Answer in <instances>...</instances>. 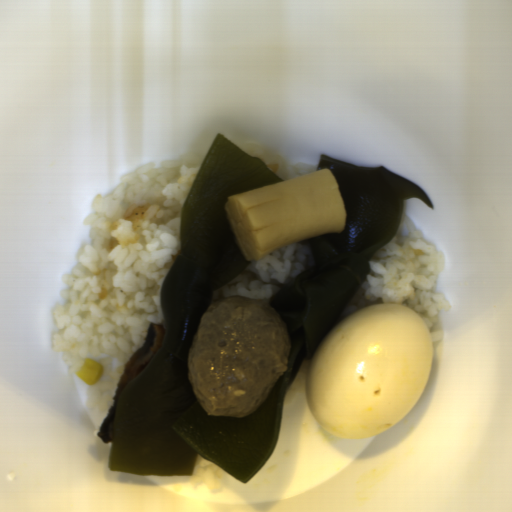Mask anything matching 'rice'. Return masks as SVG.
<instances>
[{
  "mask_svg": "<svg viewBox=\"0 0 512 512\" xmlns=\"http://www.w3.org/2000/svg\"><path fill=\"white\" fill-rule=\"evenodd\" d=\"M206 155L139 166L111 192L97 195L82 222L90 239L60 278L65 289L53 309L57 331L51 346L70 374L85 359L102 365L101 377L84 393V408L108 415L151 324L167 332L162 285L181 254L185 204Z\"/></svg>",
  "mask_w": 512,
  "mask_h": 512,
  "instance_id": "obj_1",
  "label": "rice"
},
{
  "mask_svg": "<svg viewBox=\"0 0 512 512\" xmlns=\"http://www.w3.org/2000/svg\"><path fill=\"white\" fill-rule=\"evenodd\" d=\"M444 268V252L425 239L401 210L395 232L368 260L363 284L334 327L359 310L394 303L408 306L419 314L429 330L431 343L438 341L443 331L434 327L442 313L452 310L445 293L436 291L439 273Z\"/></svg>",
  "mask_w": 512,
  "mask_h": 512,
  "instance_id": "obj_2",
  "label": "rice"
},
{
  "mask_svg": "<svg viewBox=\"0 0 512 512\" xmlns=\"http://www.w3.org/2000/svg\"><path fill=\"white\" fill-rule=\"evenodd\" d=\"M314 263L310 237L275 249L250 261L231 281L216 290L212 304L230 296H244L262 299L271 306L275 296L289 288Z\"/></svg>",
  "mask_w": 512,
  "mask_h": 512,
  "instance_id": "obj_3",
  "label": "rice"
},
{
  "mask_svg": "<svg viewBox=\"0 0 512 512\" xmlns=\"http://www.w3.org/2000/svg\"><path fill=\"white\" fill-rule=\"evenodd\" d=\"M251 156L258 157L273 173L282 178L283 182L309 173L316 172L318 165L309 163H289L284 157L259 146L241 149Z\"/></svg>",
  "mask_w": 512,
  "mask_h": 512,
  "instance_id": "obj_4",
  "label": "rice"
},
{
  "mask_svg": "<svg viewBox=\"0 0 512 512\" xmlns=\"http://www.w3.org/2000/svg\"><path fill=\"white\" fill-rule=\"evenodd\" d=\"M226 470L206 459L196 455L192 475H187L194 484H203L210 492L222 489L221 479Z\"/></svg>",
  "mask_w": 512,
  "mask_h": 512,
  "instance_id": "obj_5",
  "label": "rice"
},
{
  "mask_svg": "<svg viewBox=\"0 0 512 512\" xmlns=\"http://www.w3.org/2000/svg\"><path fill=\"white\" fill-rule=\"evenodd\" d=\"M311 360L312 357L303 362L302 366L288 386L285 394L284 405L288 404L298 392L306 390Z\"/></svg>",
  "mask_w": 512,
  "mask_h": 512,
  "instance_id": "obj_6",
  "label": "rice"
}]
</instances>
